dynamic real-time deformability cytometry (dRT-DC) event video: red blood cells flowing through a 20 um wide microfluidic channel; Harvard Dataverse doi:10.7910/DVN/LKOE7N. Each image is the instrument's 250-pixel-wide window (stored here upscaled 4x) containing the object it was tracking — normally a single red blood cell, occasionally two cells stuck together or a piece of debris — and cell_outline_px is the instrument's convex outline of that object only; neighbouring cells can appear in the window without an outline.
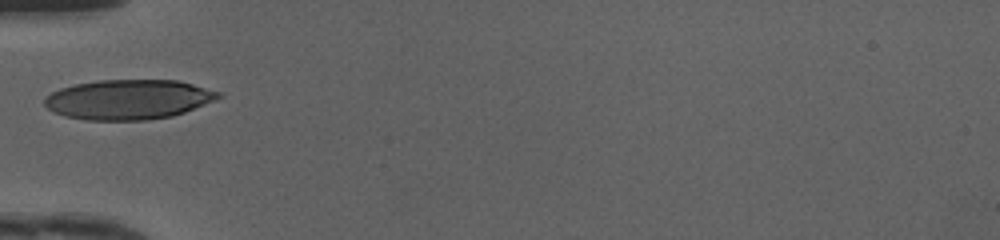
{"species": "human", "species_latin": "Homo sapiens", "temperature_condition": "cold", "stored_images_in_passage": 25, "camera_frame_rate_fps": 3000, "um_per_image_px": 0.085, "donor": {"sex": "female"}, "frame": {"image": 1, "passage_image": 1, "time_ms": 0.0, "image_size_px": [1000, 240], "cell_outline_px": [[224, 96], [216, 100], [184, 112], [172, 116], [148, 120], [84, 120], [64, 116], [48, 108], [44, 104], [44, 96], [60, 88], [76, 84], [100, 80], [176, 80], [192, 84], [220, 92]], "centroid_in_image_um": [10.91, 8.46], "position_along_channel_um": 74.1, "area_um2": 40.34}}
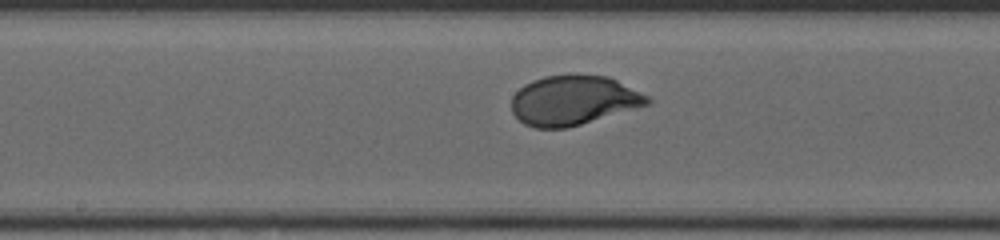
{"frame": {"image": 2, "passage_image": 10, "time_ms": 3.0, "image_size_px": [1000, 240], "cell_outline_px": [[652, 104], [568, 128], [536, 128], [524, 124], [512, 112], [512, 96], [524, 84], [532, 80], [544, 76], [568, 72], [572, 72], [608, 76], [648, 96], [652, 100]], "centroid_in_image_um": [48.75, 8.5], "position_along_channel_um": 199.4, "area_um2": 40.0}}
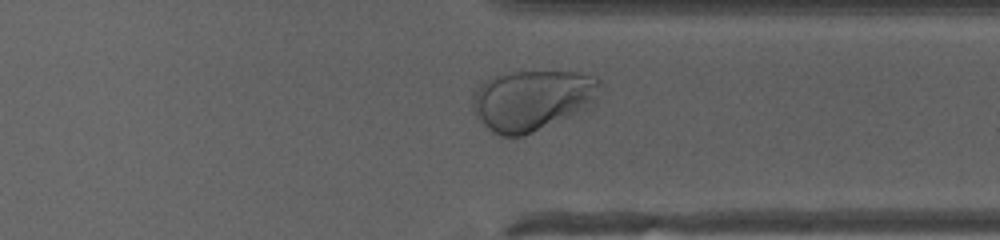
{"frame": {"image": 3, "passage_image": 22, "time_ms": 7.0, "image_size_px": [1000, 240], "cell_outline_px": [[600, 84], [596, 100], [568, 116], [524, 136], [500, 136], [492, 132], [472, 112], [472, 96], [480, 84], [488, 76], [512, 72], [580, 72], [596, 76], [600, 80]], "centroid_in_image_um": [45.17, 8.49], "position_along_channel_um": 366.2, "area_um2": 44.68}, "authors_computed_cell_mechanics": {"area_um2": 39.9398, "velocity_mm_per_s": 4.1704, "shape_relaxation_time_tau1_ms": 2.7823, "shape_relaxation_time_tau2_ms": null, "deformation_change_tau1": 0.1547, "deformation_change_tau2": null}}